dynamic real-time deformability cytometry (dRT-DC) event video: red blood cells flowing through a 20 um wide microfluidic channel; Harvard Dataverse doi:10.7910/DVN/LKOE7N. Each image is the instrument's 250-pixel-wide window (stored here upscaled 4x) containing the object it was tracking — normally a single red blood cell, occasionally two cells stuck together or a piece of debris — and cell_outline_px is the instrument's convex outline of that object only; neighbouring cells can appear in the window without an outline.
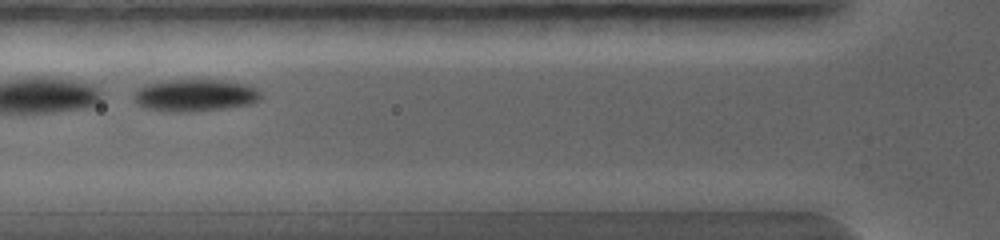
{"species": "common noctule bat (a hibernating species)", "species_latin": "Nyctalus noctula", "temperature_condition": "warm", "stored_images_in_passage": 7, "camera_frame_rate_fps": 5000, "um_per_image_px": 0.085, "animal": {"sex": "female", "body_mass_g": 19.0, "forearm_length_mm": 56.7}, "frame": {"image": 1, "passage_image": 3, "time_ms": 0.8, "image_size_px": [1000, 240], "cell_outline_px": [[260, 100], [248, 104], [224, 108], [188, 112], [176, 112], [144, 108], [136, 100], [136, 88], [144, 84], [160, 80], [220, 80], [244, 84], [256, 88], [260, 92]], "centroid_in_image_um": [16.55, 8.09], "position_along_channel_um": 109.2, "area_um2": 23.58}}